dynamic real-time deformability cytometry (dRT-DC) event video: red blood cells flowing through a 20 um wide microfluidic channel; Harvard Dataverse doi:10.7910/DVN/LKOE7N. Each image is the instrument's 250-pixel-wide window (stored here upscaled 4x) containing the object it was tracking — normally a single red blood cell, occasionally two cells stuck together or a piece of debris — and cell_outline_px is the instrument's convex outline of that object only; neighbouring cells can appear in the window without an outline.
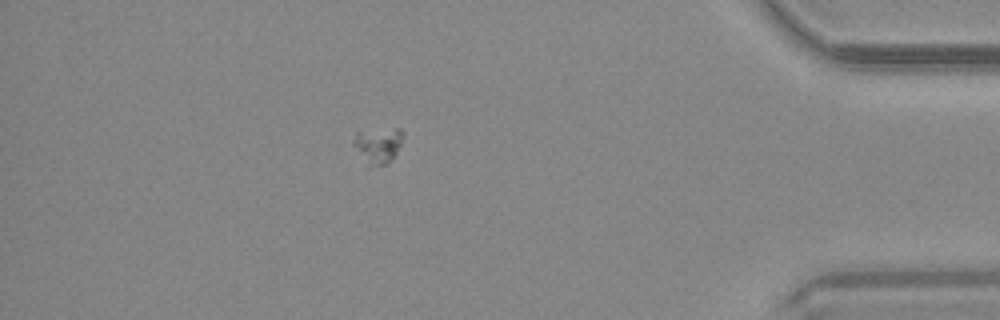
{"species": "common noctule bat (a hibernating species)", "species_latin": "Nyctalus noctula", "temperature_condition": "warm", "stored_images_in_passage": 46, "camera_frame_rate_fps": 3000, "um_per_image_px": 0.085, "animal": {"sex": "male", "body_mass_g": 20.4}, "frame": {"image": 1, "passage_image": 41, "time_ms": 13.333, "image_size_px": [1000, 320], "cell_outline_px": [[404, 136], [396, 152], [384, 164], [368, 168], [352, 144], [352, 140], [356, 132], [396, 128], [400, 128], [404, 132]], "centroid_in_image_um": [32.09, 12.35], "position_along_channel_um": 403.1, "area_um2": 10.29}}